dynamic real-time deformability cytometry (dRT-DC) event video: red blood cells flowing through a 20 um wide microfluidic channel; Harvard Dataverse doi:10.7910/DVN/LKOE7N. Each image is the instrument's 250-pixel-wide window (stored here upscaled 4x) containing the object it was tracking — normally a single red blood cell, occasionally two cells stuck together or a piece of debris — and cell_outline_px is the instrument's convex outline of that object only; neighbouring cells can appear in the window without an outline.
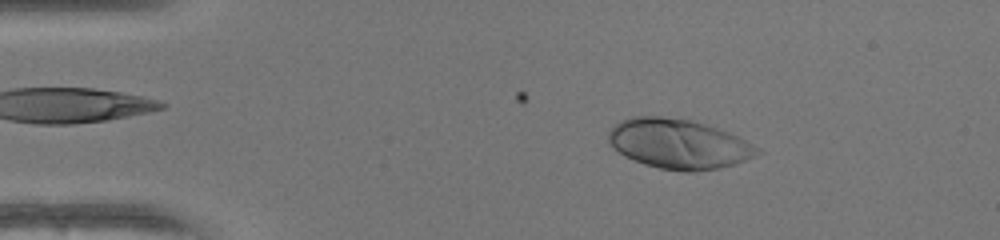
{"species": "human", "species_latin": "Homo sapiens", "temperature_condition": "warm", "stored_images_in_passage": 48, "camera_frame_rate_fps": 3000, "um_per_image_px": 0.085, "donor": {"sex": "female"}, "frame": {"image": 1, "passage_image": 7, "time_ms": 2.0, "image_size_px": [1000, 240], "cell_outline_px": [[764, 152], [756, 156], [736, 164], [720, 168], [696, 172], [684, 172], [660, 168], [644, 164], [624, 156], [612, 148], [608, 140], [608, 132], [620, 120], [628, 116], [660, 116], [692, 120], [728, 132], [760, 148]], "centroid_in_image_um": [57.67, 12.24], "position_along_channel_um": 27.3, "area_um2": 43.41}}
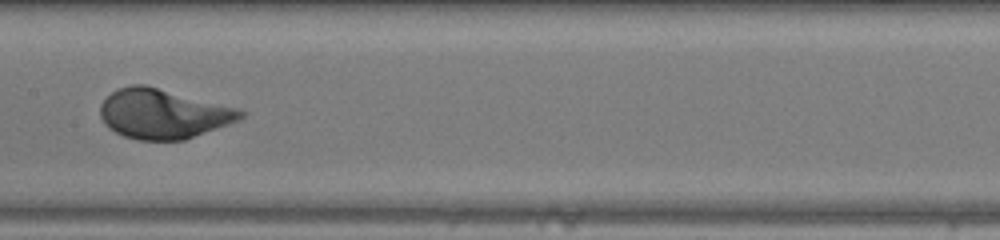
{"frame": {"image": 2, "passage_image": 24, "time_ms": 7.667, "image_size_px": [1000, 240], "cell_outline_px": [[248, 112], [244, 116], [236, 120], [184, 140], [140, 140], [124, 136], [108, 128], [104, 124], [100, 116], [100, 104], [112, 92], [120, 88], [132, 84], [144, 84], [236, 108]], "centroid_in_image_um": [13.81, 9.67], "position_along_channel_um": 193.6, "area_um2": 40.0}}
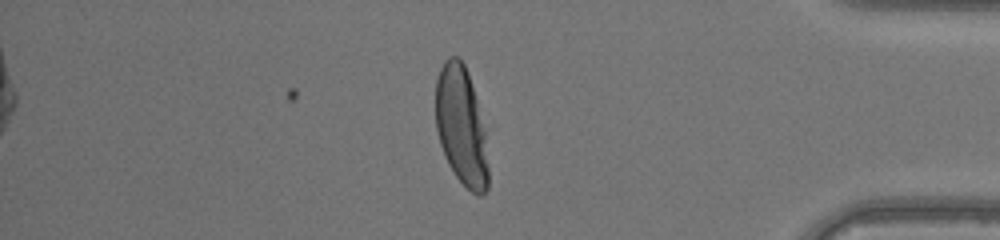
{"frame": {"image": 3, "passage_image": 41, "time_ms": 13.333, "image_size_px": [1000, 240], "cell_outline_px": [[488, 188], [480, 196], [476, 196], [456, 176], [448, 164], [440, 144], [436, 128], [436, 80], [440, 68], [444, 60], [448, 56], [456, 56], [464, 64], [468, 72], [484, 124], [488, 168]], "centroid_in_image_um": [39.21, 10.7], "position_along_channel_um": 396.0, "area_um2": 36.41}}